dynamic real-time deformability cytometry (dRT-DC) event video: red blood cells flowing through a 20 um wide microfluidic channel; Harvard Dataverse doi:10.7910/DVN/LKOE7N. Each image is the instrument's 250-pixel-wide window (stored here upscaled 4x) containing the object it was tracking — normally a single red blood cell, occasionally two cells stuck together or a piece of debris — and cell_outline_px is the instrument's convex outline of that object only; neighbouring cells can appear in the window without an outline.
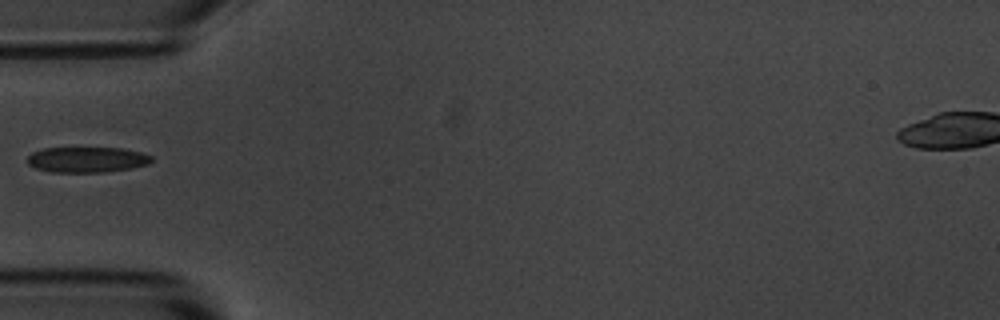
{"species": "common noctule bat (a hibernating species)", "species_latin": "Nyctalus noctula", "temperature_condition": "room temperature", "stored_images_in_passage": 6, "camera_frame_rate_fps": 3000, "um_per_image_px": 0.085, "animal": {"sex": "male", "body_mass_g": 20.1, "forearm_length_mm": 53.5}, "frame": {"image": 1, "passage_image": 5, "time_ms": 4.667, "image_size_px": [1000, 320], "cell_outline_px": [[152, 160], [148, 164], [128, 168], [104, 172], [52, 172], [36, 168], [28, 164], [28, 156], [32, 152], [44, 148], [124, 148], [140, 152], [152, 156]], "centroid_in_image_um": [7.38, 13.56], "position_along_channel_um": 77.6, "area_um2": 18.32}}